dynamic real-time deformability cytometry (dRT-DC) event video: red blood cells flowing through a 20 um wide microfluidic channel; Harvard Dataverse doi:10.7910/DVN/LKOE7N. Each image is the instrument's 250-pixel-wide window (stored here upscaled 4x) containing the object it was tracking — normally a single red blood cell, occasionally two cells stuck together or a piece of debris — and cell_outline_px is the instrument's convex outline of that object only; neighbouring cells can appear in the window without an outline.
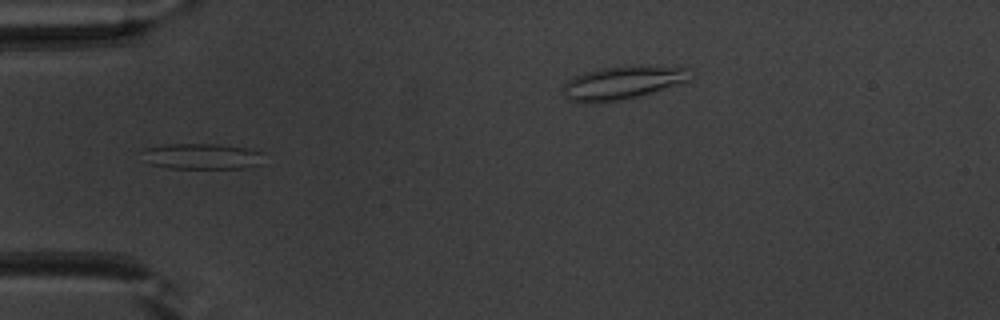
{"species": "common noctule bat (a hibernating species)", "species_latin": "Nyctalus noctula", "temperature_condition": "warm", "stored_images_in_passage": 51, "segment_of_instrument_passage": [1, 2], "camera_frame_rate_fps": 3000, "um_per_image_px": 0.085, "animal": {"sex": "male", "body_mass_g": 20.1, "forearm_length_mm": 53.5}, "frame": {"image": 1, "passage_image": 16, "time_ms": 5.0, "image_size_px": [1000, 320], "cell_outline_px": [[260, 164], [244, 168], [168, 168], [152, 164], [144, 148], [160, 144], [220, 144], [244, 148], [260, 152]], "centroid_in_image_um": [17.18, 13.28], "position_along_channel_um": 67.8, "area_um2": 17.69}}
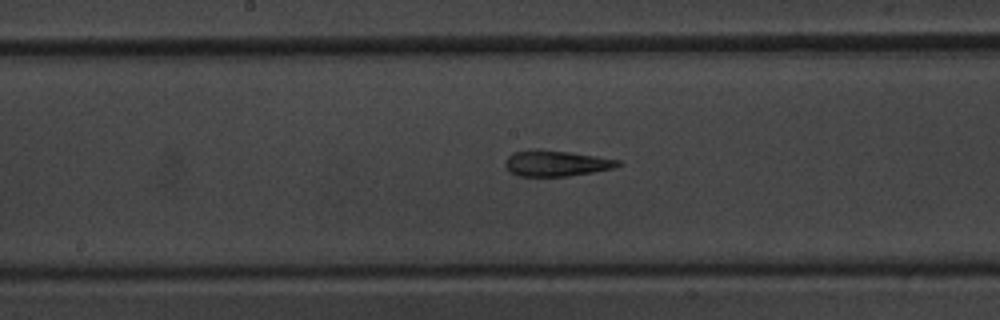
{"frame": {"image": 2, "passage_image": 26, "time_ms": 8.333, "image_size_px": [1000, 320], "cell_outline_px": [[624, 164], [612, 168], [592, 172], [568, 176], [520, 176], [512, 172], [504, 164], [504, 160], [512, 152], [536, 148], [540, 148], [568, 152], [620, 160]], "centroid_in_image_um": [47.24, 13.86], "position_along_channel_um": 201.0, "area_um2": 16.99}}
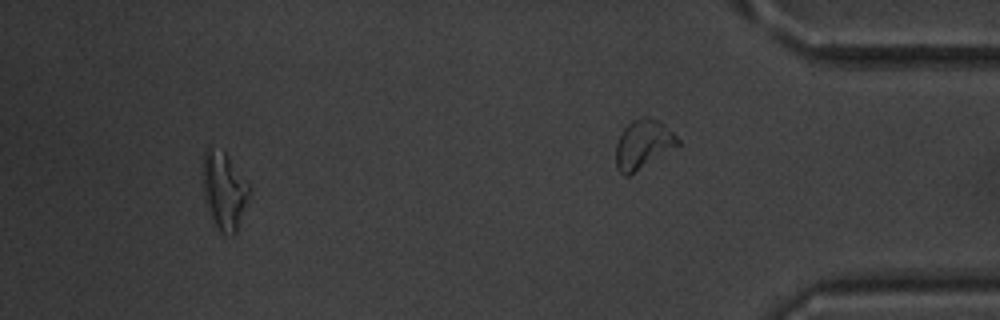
{"frame": {"image": 3, "passage_image": 47, "time_ms": 15.333, "image_size_px": [1000, 320], "cell_outline_px": [[252, 188], [236, 232], [232, 236], [228, 236], [220, 232], [212, 224], [208, 216], [204, 200], [204, 152], [208, 144], [224, 152], [228, 156]], "centroid_in_image_um": [19.04, 16.25], "position_along_channel_um": 416.2, "area_um2": 21.27}}